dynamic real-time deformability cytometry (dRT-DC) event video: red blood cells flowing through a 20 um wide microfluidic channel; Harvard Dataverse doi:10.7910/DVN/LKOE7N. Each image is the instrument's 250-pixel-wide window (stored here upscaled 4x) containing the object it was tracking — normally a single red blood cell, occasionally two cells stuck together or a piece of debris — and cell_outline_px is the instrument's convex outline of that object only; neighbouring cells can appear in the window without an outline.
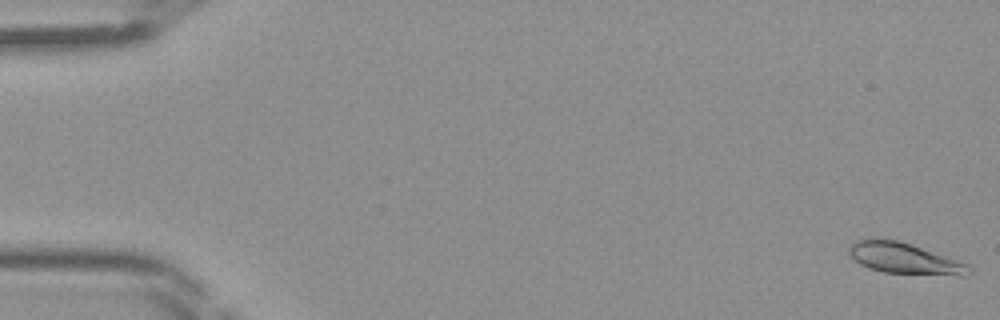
{"species": "Egyptian fruit bat (a non-hibernating species)", "species_latin": "Rousettus aegyptiacus", "temperature_condition": "room temperature", "stored_images_in_passage": 45, "camera_frame_rate_fps": 3000, "um_per_image_px": 0.085, "frame": {"image": 1, "passage_image": 1, "time_ms": 0.0, "image_size_px": [1000, 320], "cell_outline_px": [[972, 272], [968, 276], [960, 276], [884, 272], [868, 268], [860, 264], [848, 252], [848, 248], [856, 240], [896, 240], [960, 260], [968, 264], [972, 268]], "centroid_in_image_um": [76.97, 22.0], "position_along_channel_um": 8.0, "area_um2": 21.39}}
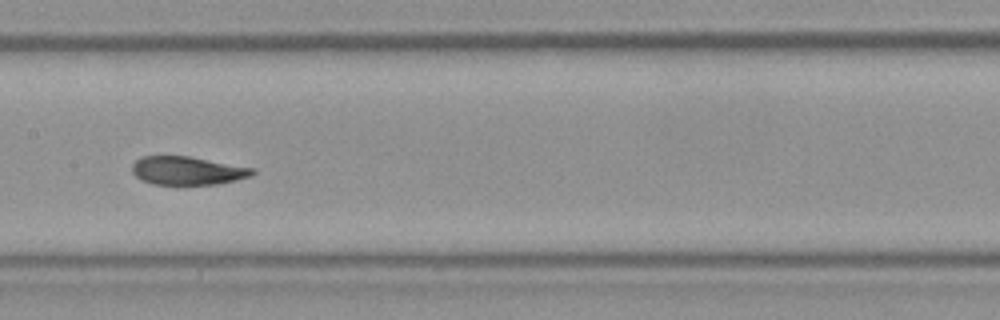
{"frame": {"image": 2, "passage_image": 23, "time_ms": 7.333, "image_size_px": [1000, 320], "cell_outline_px": [[256, 172], [252, 176], [236, 180], [216, 184], [152, 184], [140, 180], [132, 172], [132, 164], [140, 156], [188, 156], [256, 168]], "centroid_in_image_um": [15.94, 14.5], "position_along_channel_um": 191.5, "area_um2": 20.0}}
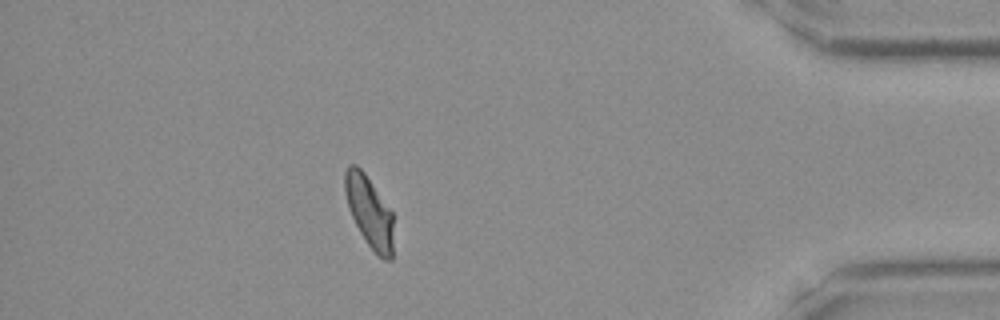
{"frame": {"image": 3, "passage_image": 40, "time_ms": 13.0, "image_size_px": [1000, 320], "cell_outline_px": [[392, 260], [384, 260], [368, 244], [360, 232], [348, 208], [344, 192], [344, 172], [348, 164], [356, 164], [364, 172], [392, 212]], "centroid_in_image_um": [31.36, 17.95], "position_along_channel_um": 403.8, "area_um2": 19.88}}